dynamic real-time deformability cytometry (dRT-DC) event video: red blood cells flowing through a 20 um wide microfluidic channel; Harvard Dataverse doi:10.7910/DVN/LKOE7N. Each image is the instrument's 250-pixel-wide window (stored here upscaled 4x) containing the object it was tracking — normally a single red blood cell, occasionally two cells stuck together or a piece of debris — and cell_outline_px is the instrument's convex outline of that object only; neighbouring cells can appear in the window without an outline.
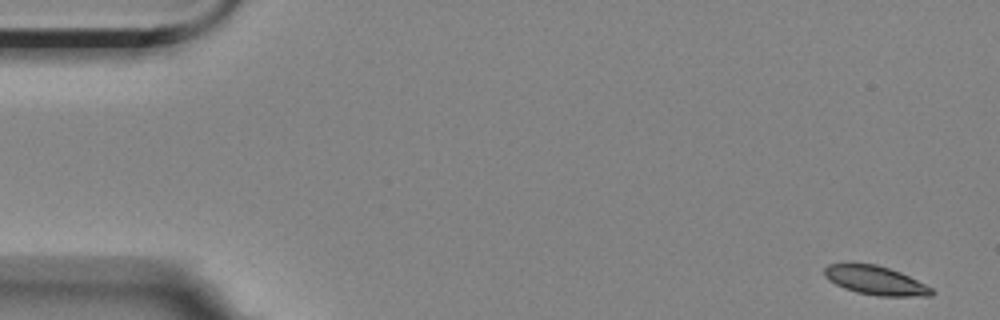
{"species": "Egyptian fruit bat (a non-hibernating species)", "species_latin": "Rousettus aegyptiacus", "temperature_condition": "room temperature", "stored_images_in_passage": 4, "camera_frame_rate_fps": 3000, "um_per_image_px": 0.085, "animal": {"sex": "female"}, "frame": {"image": 1, "passage_image": 1, "time_ms": 0.0, "image_size_px": [1000, 320], "cell_outline_px": [[936, 292], [932, 296], [876, 296], [856, 292], [844, 288], [828, 280], [824, 276], [824, 268], [828, 264], [876, 264], [900, 272], [932, 288]], "centroid_in_image_um": [74.42, 23.85], "position_along_channel_um": 10.6, "area_um2": 17.92}}